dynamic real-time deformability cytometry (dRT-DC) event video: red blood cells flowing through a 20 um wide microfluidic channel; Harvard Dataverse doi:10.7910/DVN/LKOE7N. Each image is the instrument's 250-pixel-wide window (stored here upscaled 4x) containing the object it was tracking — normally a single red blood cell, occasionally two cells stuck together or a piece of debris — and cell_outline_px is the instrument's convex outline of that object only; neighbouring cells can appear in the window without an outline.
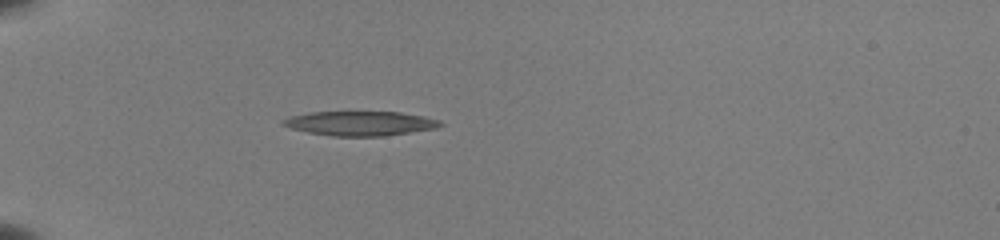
{"species": "common noctule bat (a hibernating species)", "species_latin": "Nyctalus noctula", "temperature_condition": "room temperature", "stored_images_in_passage": 42, "camera_frame_rate_fps": 3000, "um_per_image_px": 0.085, "animal": {"sex": "female", "body_mass_g": 22.0, "forearm_length_mm": 56.7}, "frame": {"image": 1, "passage_image": 7, "time_ms": 2.0, "image_size_px": [1000, 240], "cell_outline_px": [[444, 124], [436, 128], [384, 136], [332, 136], [308, 132], [292, 128], [280, 124], [280, 120], [288, 116], [308, 112], [400, 112], [424, 116], [440, 120]], "centroid_in_image_um": [30.58, 10.48], "position_along_channel_um": 54.4, "area_um2": 22.48}}
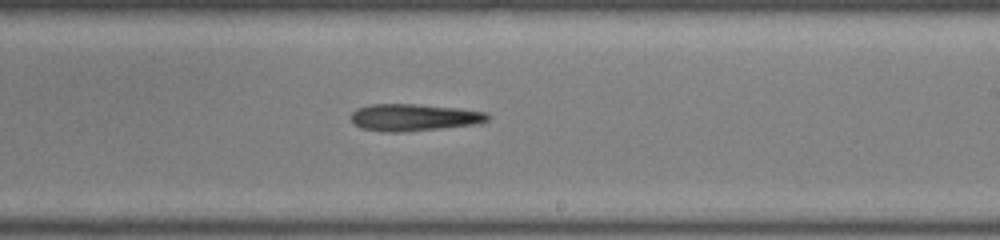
{"frame": {"image": 2, "passage_image": 24, "time_ms": 7.667, "image_size_px": [1000, 240], "cell_outline_px": [[488, 120], [476, 124], [440, 128], [400, 132], [388, 132], [360, 128], [352, 120], [352, 112], [356, 108], [368, 104], [416, 104], [460, 108], [488, 112]], "centroid_in_image_um": [35.18, 9.97], "position_along_channel_um": 253.8, "area_um2": 21.44}}
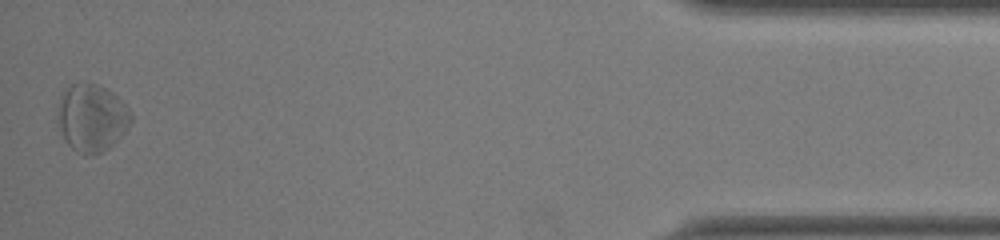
{"frame": {"image": 3, "passage_image": 42, "time_ms": 13.667, "image_size_px": [1000, 240], "cell_outline_px": [[132, 120], [124, 132], [104, 152], [88, 156], [84, 156], [76, 152], [68, 144], [64, 136], [60, 124], [60, 96], [72, 84], [84, 80], [108, 88], [128, 108], [132, 116]], "centroid_in_image_um": [7.83, 10.01], "position_along_channel_um": 427.4, "area_um2": 28.5}, "authors_computed_cell_mechanics": {"area_um2": 22.4264, "velocity_mm_per_s": 3.9498, "shape_relaxation_time_tau1_ms": 6.7549, "shape_relaxation_time_tau2_ms": null, "deformation_change_tau1": 0.1321, "deformation_change_tau2": null}}